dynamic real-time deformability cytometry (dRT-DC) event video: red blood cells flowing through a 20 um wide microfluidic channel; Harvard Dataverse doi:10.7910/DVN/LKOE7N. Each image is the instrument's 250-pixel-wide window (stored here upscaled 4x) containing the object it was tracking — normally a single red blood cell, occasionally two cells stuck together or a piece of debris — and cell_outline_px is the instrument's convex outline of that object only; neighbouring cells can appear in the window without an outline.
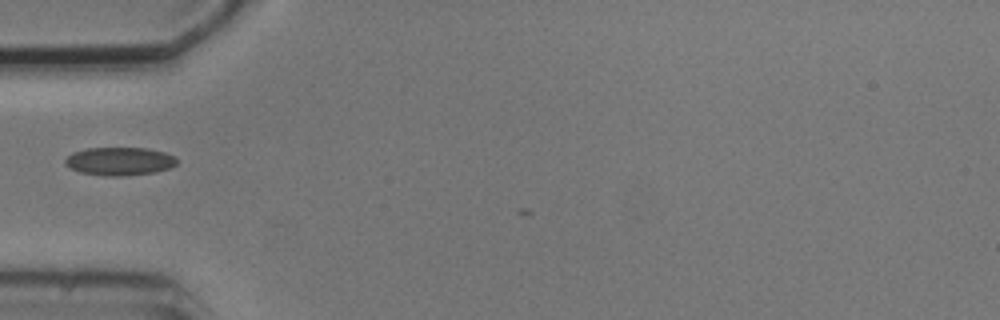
{"species": "common noctule bat (a hibernating species)", "species_latin": "Nyctalus noctula", "temperature_condition": "cold", "stored_images_in_passage": 3, "camera_frame_rate_fps": 3000, "um_per_image_px": 0.085, "animal": {"sex": "male", "body_mass_g": 20.5, "forearm_length_mm": 52.5}, "frame": {"image": 1, "passage_image": 1, "time_ms": 0.0, "image_size_px": [1000, 320], "cell_outline_px": [[176, 164], [168, 168], [156, 172], [128, 176], [104, 176], [80, 172], [68, 168], [64, 164], [64, 160], [72, 152], [88, 148], [148, 148], [164, 152], [176, 156]], "centroid_in_image_um": [10.14, 13.71], "position_along_channel_um": 74.9, "area_um2": 18.55}}
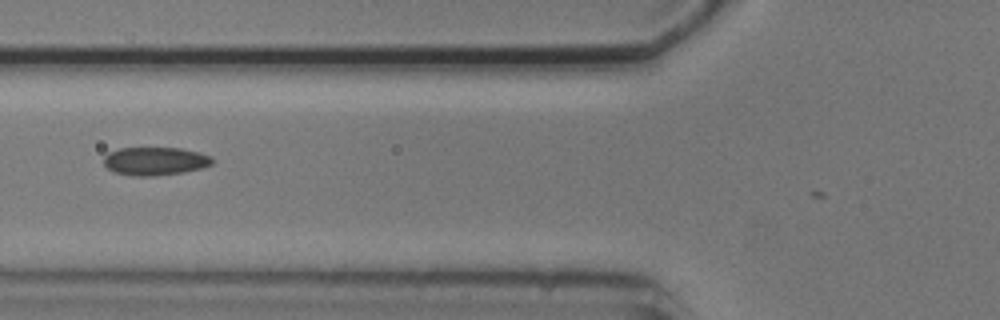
{"frame": {"image": 2, "passage_image": 2, "time_ms": 1.0, "image_size_px": [1000, 320], "cell_outline_px": [[212, 164], [204, 168], [184, 172], [152, 176], [136, 176], [116, 172], [108, 168], [104, 164], [104, 156], [108, 152], [120, 148], [180, 148], [200, 152], [212, 156]], "centroid_in_image_um": [13.21, 13.69], "position_along_channel_um": 112.6, "area_um2": 17.86}}
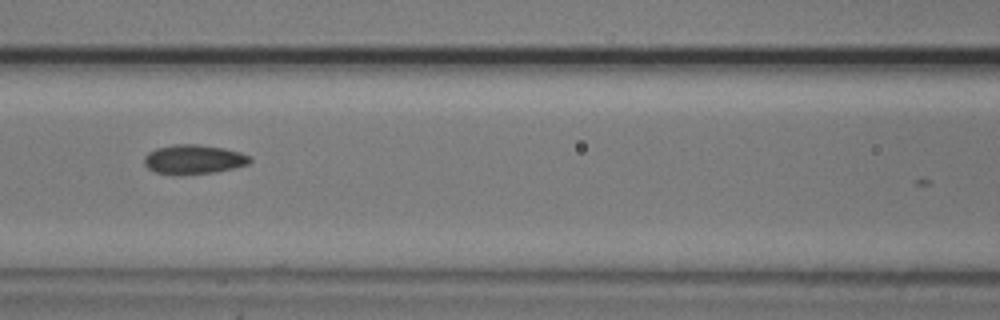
{"frame": {"image": 3, "passage_image": 3, "time_ms": 2.0, "image_size_px": [1000, 320], "cell_outline_px": [[252, 160], [248, 164], [216, 172], [180, 176], [172, 176], [156, 172], [148, 168], [144, 164], [144, 156], [148, 152], [156, 148], [176, 144], [196, 144], [224, 148], [240, 152], [252, 156]], "centroid_in_image_um": [16.44, 13.56], "position_along_channel_um": 150.2, "area_um2": 18.44}}